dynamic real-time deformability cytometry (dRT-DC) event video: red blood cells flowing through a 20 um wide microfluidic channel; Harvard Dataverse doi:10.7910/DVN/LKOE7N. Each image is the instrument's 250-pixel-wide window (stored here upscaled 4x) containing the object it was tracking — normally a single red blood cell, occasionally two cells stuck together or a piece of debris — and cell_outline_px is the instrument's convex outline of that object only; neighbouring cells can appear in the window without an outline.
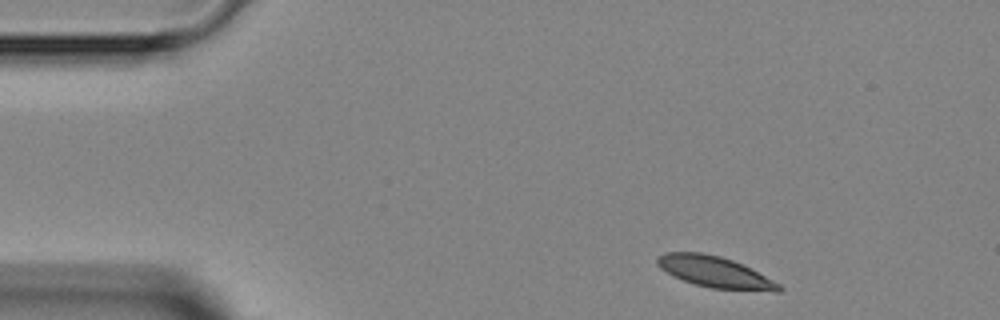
{"species": "Egyptian fruit bat (a non-hibernating species)", "species_latin": "Rousettus aegyptiacus", "temperature_condition": "room temperature", "stored_images_in_passage": 4, "segment_of_instrument_passage": [1, 2], "camera_frame_rate_fps": 3000, "um_per_image_px": 0.085, "animal": {"sex": "female"}, "frame": {"image": 1, "passage_image": 1, "time_ms": 0.0, "image_size_px": [1000, 320], "cell_outline_px": [[784, 288], [780, 292], [776, 292], [712, 288], [696, 284], [672, 276], [660, 268], [656, 264], [656, 256], [664, 252], [700, 252], [720, 256], [744, 264], [780, 284]], "centroid_in_image_um": [60.77, 23.11], "position_along_channel_um": 24.2, "area_um2": 22.25}}
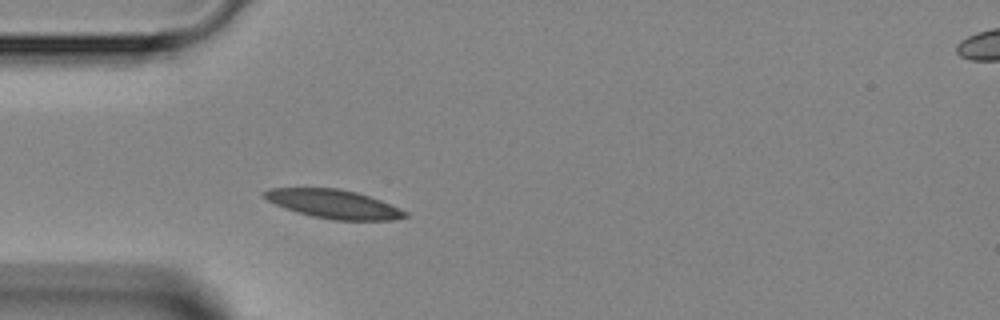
{"frame": {"image": 2, "passage_image": 3, "time_ms": 2.333, "image_size_px": [1000, 320], "cell_outline_px": [[408, 216], [392, 220], [332, 220], [312, 216], [276, 204], [268, 200], [260, 192], [268, 188], [340, 188], [356, 192], [380, 200], [400, 208], [408, 212]], "centroid_in_image_um": [28.38, 17.33], "position_along_channel_um": 56.6, "area_um2": 23.35}}